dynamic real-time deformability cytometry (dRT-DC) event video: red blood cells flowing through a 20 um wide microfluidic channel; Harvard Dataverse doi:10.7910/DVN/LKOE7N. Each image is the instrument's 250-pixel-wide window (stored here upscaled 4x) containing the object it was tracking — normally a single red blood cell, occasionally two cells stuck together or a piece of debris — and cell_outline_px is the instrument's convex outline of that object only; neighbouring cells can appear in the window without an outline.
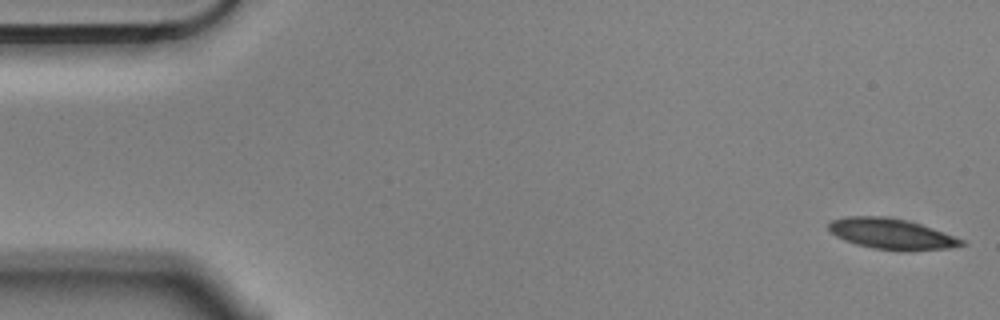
{"species": "Egyptian fruit bat (a non-hibernating species)", "species_latin": "Rousettus aegyptiacus", "temperature_condition": "cold", "stored_images_in_passage": 3, "camera_frame_rate_fps": 3000, "um_per_image_px": 0.085, "animal": {"sex": "male"}, "frame": {"image": 1, "passage_image": 1, "time_ms": 0.0, "image_size_px": [1000, 320], "cell_outline_px": [[968, 244], [948, 248], [872, 248], [856, 244], [844, 240], [836, 236], [828, 228], [828, 224], [832, 220], [848, 216], [884, 216], [904, 220], [920, 224], [932, 228], [964, 240]], "centroid_in_image_um": [75.71, 19.83], "position_along_channel_um": 9.3, "area_um2": 22.66}}